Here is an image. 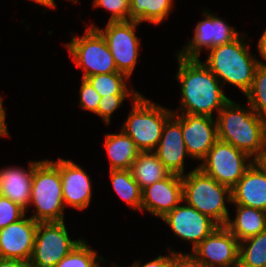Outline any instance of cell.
I'll return each instance as SVG.
<instances>
[{
	"mask_svg": "<svg viewBox=\"0 0 266 267\" xmlns=\"http://www.w3.org/2000/svg\"><path fill=\"white\" fill-rule=\"evenodd\" d=\"M104 146L109 156L110 170L130 169L140 153L132 139L122 130L118 134H107Z\"/></svg>",
	"mask_w": 266,
	"mask_h": 267,
	"instance_id": "7402d4cb",
	"label": "cell"
},
{
	"mask_svg": "<svg viewBox=\"0 0 266 267\" xmlns=\"http://www.w3.org/2000/svg\"><path fill=\"white\" fill-rule=\"evenodd\" d=\"M173 0H130L129 21L162 23L172 11Z\"/></svg>",
	"mask_w": 266,
	"mask_h": 267,
	"instance_id": "cb8c5ba5",
	"label": "cell"
},
{
	"mask_svg": "<svg viewBox=\"0 0 266 267\" xmlns=\"http://www.w3.org/2000/svg\"><path fill=\"white\" fill-rule=\"evenodd\" d=\"M113 189L131 208L141 210L142 190L132 177L130 169L110 170Z\"/></svg>",
	"mask_w": 266,
	"mask_h": 267,
	"instance_id": "d4e9b609",
	"label": "cell"
},
{
	"mask_svg": "<svg viewBox=\"0 0 266 267\" xmlns=\"http://www.w3.org/2000/svg\"><path fill=\"white\" fill-rule=\"evenodd\" d=\"M183 201L202 214L208 215L219 225L230 218L226 203L232 201L231 189L218 183L200 168L182 176Z\"/></svg>",
	"mask_w": 266,
	"mask_h": 267,
	"instance_id": "277c9868",
	"label": "cell"
},
{
	"mask_svg": "<svg viewBox=\"0 0 266 267\" xmlns=\"http://www.w3.org/2000/svg\"><path fill=\"white\" fill-rule=\"evenodd\" d=\"M73 3H77L78 0H70ZM43 6L48 7V8H55L56 7V3L54 0H43Z\"/></svg>",
	"mask_w": 266,
	"mask_h": 267,
	"instance_id": "ab89813d",
	"label": "cell"
},
{
	"mask_svg": "<svg viewBox=\"0 0 266 267\" xmlns=\"http://www.w3.org/2000/svg\"><path fill=\"white\" fill-rule=\"evenodd\" d=\"M231 195V203L266 212V175L255 162L231 189Z\"/></svg>",
	"mask_w": 266,
	"mask_h": 267,
	"instance_id": "d6986e66",
	"label": "cell"
},
{
	"mask_svg": "<svg viewBox=\"0 0 266 267\" xmlns=\"http://www.w3.org/2000/svg\"><path fill=\"white\" fill-rule=\"evenodd\" d=\"M31 1H33L35 3L37 2V4H40L43 6V0H31Z\"/></svg>",
	"mask_w": 266,
	"mask_h": 267,
	"instance_id": "60d3db41",
	"label": "cell"
},
{
	"mask_svg": "<svg viewBox=\"0 0 266 267\" xmlns=\"http://www.w3.org/2000/svg\"><path fill=\"white\" fill-rule=\"evenodd\" d=\"M129 95L132 97V100H135L140 94H111L101 97L96 114L103 118L104 122L109 125L112 113L121 106Z\"/></svg>",
	"mask_w": 266,
	"mask_h": 267,
	"instance_id": "f546056e",
	"label": "cell"
},
{
	"mask_svg": "<svg viewBox=\"0 0 266 267\" xmlns=\"http://www.w3.org/2000/svg\"><path fill=\"white\" fill-rule=\"evenodd\" d=\"M66 47L73 62L84 71V79L97 74L118 72L108 44L96 28L85 29V35L79 38L72 37Z\"/></svg>",
	"mask_w": 266,
	"mask_h": 267,
	"instance_id": "52a82bcc",
	"label": "cell"
},
{
	"mask_svg": "<svg viewBox=\"0 0 266 267\" xmlns=\"http://www.w3.org/2000/svg\"><path fill=\"white\" fill-rule=\"evenodd\" d=\"M92 248L88 246L85 240L77 244L74 249L67 254L54 267H97V261H104L103 258L96 254Z\"/></svg>",
	"mask_w": 266,
	"mask_h": 267,
	"instance_id": "f1b7e54d",
	"label": "cell"
},
{
	"mask_svg": "<svg viewBox=\"0 0 266 267\" xmlns=\"http://www.w3.org/2000/svg\"><path fill=\"white\" fill-rule=\"evenodd\" d=\"M93 7H103L112 14L109 22L128 21L130 12V0H94Z\"/></svg>",
	"mask_w": 266,
	"mask_h": 267,
	"instance_id": "4dcf8cb0",
	"label": "cell"
},
{
	"mask_svg": "<svg viewBox=\"0 0 266 267\" xmlns=\"http://www.w3.org/2000/svg\"><path fill=\"white\" fill-rule=\"evenodd\" d=\"M34 161L29 171L24 168L7 167L0 170V195L19 204L25 210L30 205Z\"/></svg>",
	"mask_w": 266,
	"mask_h": 267,
	"instance_id": "ffe728a7",
	"label": "cell"
},
{
	"mask_svg": "<svg viewBox=\"0 0 266 267\" xmlns=\"http://www.w3.org/2000/svg\"><path fill=\"white\" fill-rule=\"evenodd\" d=\"M266 175V147L265 150L253 160Z\"/></svg>",
	"mask_w": 266,
	"mask_h": 267,
	"instance_id": "f35d334b",
	"label": "cell"
},
{
	"mask_svg": "<svg viewBox=\"0 0 266 267\" xmlns=\"http://www.w3.org/2000/svg\"><path fill=\"white\" fill-rule=\"evenodd\" d=\"M250 107L266 121V63L256 67L252 85L245 94Z\"/></svg>",
	"mask_w": 266,
	"mask_h": 267,
	"instance_id": "83f0119b",
	"label": "cell"
},
{
	"mask_svg": "<svg viewBox=\"0 0 266 267\" xmlns=\"http://www.w3.org/2000/svg\"><path fill=\"white\" fill-rule=\"evenodd\" d=\"M6 113L3 108L2 96H0V137L8 136V129L5 123Z\"/></svg>",
	"mask_w": 266,
	"mask_h": 267,
	"instance_id": "8d00e7d4",
	"label": "cell"
},
{
	"mask_svg": "<svg viewBox=\"0 0 266 267\" xmlns=\"http://www.w3.org/2000/svg\"><path fill=\"white\" fill-rule=\"evenodd\" d=\"M60 169L65 206L85 210L90 204L92 187L89 175L76 163L60 158L53 161Z\"/></svg>",
	"mask_w": 266,
	"mask_h": 267,
	"instance_id": "ac0fdd59",
	"label": "cell"
},
{
	"mask_svg": "<svg viewBox=\"0 0 266 267\" xmlns=\"http://www.w3.org/2000/svg\"><path fill=\"white\" fill-rule=\"evenodd\" d=\"M171 267H209L197 259L192 253H177L173 251V261Z\"/></svg>",
	"mask_w": 266,
	"mask_h": 267,
	"instance_id": "836d02e7",
	"label": "cell"
},
{
	"mask_svg": "<svg viewBox=\"0 0 266 267\" xmlns=\"http://www.w3.org/2000/svg\"><path fill=\"white\" fill-rule=\"evenodd\" d=\"M182 201V176L171 173L142 190L141 210L161 219Z\"/></svg>",
	"mask_w": 266,
	"mask_h": 267,
	"instance_id": "9a60e30c",
	"label": "cell"
},
{
	"mask_svg": "<svg viewBox=\"0 0 266 267\" xmlns=\"http://www.w3.org/2000/svg\"><path fill=\"white\" fill-rule=\"evenodd\" d=\"M100 98L101 96L92 84L87 79L82 78L80 87V107L96 114Z\"/></svg>",
	"mask_w": 266,
	"mask_h": 267,
	"instance_id": "d6a6232c",
	"label": "cell"
},
{
	"mask_svg": "<svg viewBox=\"0 0 266 267\" xmlns=\"http://www.w3.org/2000/svg\"><path fill=\"white\" fill-rule=\"evenodd\" d=\"M170 254L171 255L167 256L158 255L156 259L149 261L144 265H140L141 262L136 261L133 265H131V267H171L173 261V251L170 250Z\"/></svg>",
	"mask_w": 266,
	"mask_h": 267,
	"instance_id": "e575fe53",
	"label": "cell"
},
{
	"mask_svg": "<svg viewBox=\"0 0 266 267\" xmlns=\"http://www.w3.org/2000/svg\"><path fill=\"white\" fill-rule=\"evenodd\" d=\"M178 73L176 79L181 86V114L212 117L214 110H220L230 101L225 96L219 79L200 61L177 55Z\"/></svg>",
	"mask_w": 266,
	"mask_h": 267,
	"instance_id": "6da1fadb",
	"label": "cell"
},
{
	"mask_svg": "<svg viewBox=\"0 0 266 267\" xmlns=\"http://www.w3.org/2000/svg\"><path fill=\"white\" fill-rule=\"evenodd\" d=\"M81 241L69 238L64 221L39 222L30 264L32 267H54Z\"/></svg>",
	"mask_w": 266,
	"mask_h": 267,
	"instance_id": "9c48e42d",
	"label": "cell"
},
{
	"mask_svg": "<svg viewBox=\"0 0 266 267\" xmlns=\"http://www.w3.org/2000/svg\"><path fill=\"white\" fill-rule=\"evenodd\" d=\"M24 208L10 199L0 195V229L22 219L26 214Z\"/></svg>",
	"mask_w": 266,
	"mask_h": 267,
	"instance_id": "1f68e13d",
	"label": "cell"
},
{
	"mask_svg": "<svg viewBox=\"0 0 266 267\" xmlns=\"http://www.w3.org/2000/svg\"><path fill=\"white\" fill-rule=\"evenodd\" d=\"M36 207V222L64 221L62 181L59 167L52 161H34L30 205Z\"/></svg>",
	"mask_w": 266,
	"mask_h": 267,
	"instance_id": "5b68a950",
	"label": "cell"
},
{
	"mask_svg": "<svg viewBox=\"0 0 266 267\" xmlns=\"http://www.w3.org/2000/svg\"><path fill=\"white\" fill-rule=\"evenodd\" d=\"M205 19L198 22L192 40L176 53L182 58L199 59L202 49L210 50L214 47L230 43L240 35L234 27L225 21L204 10Z\"/></svg>",
	"mask_w": 266,
	"mask_h": 267,
	"instance_id": "7c38bea8",
	"label": "cell"
},
{
	"mask_svg": "<svg viewBox=\"0 0 266 267\" xmlns=\"http://www.w3.org/2000/svg\"><path fill=\"white\" fill-rule=\"evenodd\" d=\"M192 251L209 267L239 266L240 242L224 225L217 227Z\"/></svg>",
	"mask_w": 266,
	"mask_h": 267,
	"instance_id": "8fae6325",
	"label": "cell"
},
{
	"mask_svg": "<svg viewBox=\"0 0 266 267\" xmlns=\"http://www.w3.org/2000/svg\"><path fill=\"white\" fill-rule=\"evenodd\" d=\"M170 173L184 175V159L188 154L181 130V114L166 121L158 146L153 151Z\"/></svg>",
	"mask_w": 266,
	"mask_h": 267,
	"instance_id": "e0dca14e",
	"label": "cell"
},
{
	"mask_svg": "<svg viewBox=\"0 0 266 267\" xmlns=\"http://www.w3.org/2000/svg\"><path fill=\"white\" fill-rule=\"evenodd\" d=\"M0 267H32V266L30 264V261L0 257Z\"/></svg>",
	"mask_w": 266,
	"mask_h": 267,
	"instance_id": "d590c367",
	"label": "cell"
},
{
	"mask_svg": "<svg viewBox=\"0 0 266 267\" xmlns=\"http://www.w3.org/2000/svg\"><path fill=\"white\" fill-rule=\"evenodd\" d=\"M101 97L111 94H140L135 89L128 90L125 80L129 79L125 74L112 72L109 74H97L86 78Z\"/></svg>",
	"mask_w": 266,
	"mask_h": 267,
	"instance_id": "4316f807",
	"label": "cell"
},
{
	"mask_svg": "<svg viewBox=\"0 0 266 267\" xmlns=\"http://www.w3.org/2000/svg\"><path fill=\"white\" fill-rule=\"evenodd\" d=\"M132 105L121 130L132 139L140 152L154 151L160 142L164 125L173 112L150 102L142 94L133 100Z\"/></svg>",
	"mask_w": 266,
	"mask_h": 267,
	"instance_id": "8992f818",
	"label": "cell"
},
{
	"mask_svg": "<svg viewBox=\"0 0 266 267\" xmlns=\"http://www.w3.org/2000/svg\"><path fill=\"white\" fill-rule=\"evenodd\" d=\"M237 215L224 225L241 242L266 230V212L236 204Z\"/></svg>",
	"mask_w": 266,
	"mask_h": 267,
	"instance_id": "44dd1931",
	"label": "cell"
},
{
	"mask_svg": "<svg viewBox=\"0 0 266 267\" xmlns=\"http://www.w3.org/2000/svg\"><path fill=\"white\" fill-rule=\"evenodd\" d=\"M251 156L230 143L217 140L198 166L218 183L232 189L254 161Z\"/></svg>",
	"mask_w": 266,
	"mask_h": 267,
	"instance_id": "ba28073f",
	"label": "cell"
},
{
	"mask_svg": "<svg viewBox=\"0 0 266 267\" xmlns=\"http://www.w3.org/2000/svg\"><path fill=\"white\" fill-rule=\"evenodd\" d=\"M205 115L181 114V130L191 158L203 160L218 140L217 121Z\"/></svg>",
	"mask_w": 266,
	"mask_h": 267,
	"instance_id": "5bb4252c",
	"label": "cell"
},
{
	"mask_svg": "<svg viewBox=\"0 0 266 267\" xmlns=\"http://www.w3.org/2000/svg\"><path fill=\"white\" fill-rule=\"evenodd\" d=\"M218 139L248 153L252 160L266 147V121L248 104L230 101L217 113Z\"/></svg>",
	"mask_w": 266,
	"mask_h": 267,
	"instance_id": "7a4b0ae2",
	"label": "cell"
},
{
	"mask_svg": "<svg viewBox=\"0 0 266 267\" xmlns=\"http://www.w3.org/2000/svg\"><path fill=\"white\" fill-rule=\"evenodd\" d=\"M38 222L26 215L0 229V257L30 261Z\"/></svg>",
	"mask_w": 266,
	"mask_h": 267,
	"instance_id": "2e32d148",
	"label": "cell"
},
{
	"mask_svg": "<svg viewBox=\"0 0 266 267\" xmlns=\"http://www.w3.org/2000/svg\"><path fill=\"white\" fill-rule=\"evenodd\" d=\"M238 37L230 43L214 47L208 51L209 56L203 63L223 83H229L246 94L254 78L256 67L261 62L252 57L249 45ZM255 57V58H254Z\"/></svg>",
	"mask_w": 266,
	"mask_h": 267,
	"instance_id": "3957f363",
	"label": "cell"
},
{
	"mask_svg": "<svg viewBox=\"0 0 266 267\" xmlns=\"http://www.w3.org/2000/svg\"><path fill=\"white\" fill-rule=\"evenodd\" d=\"M161 219L171 227L176 236L192 241V249L220 226L211 217L187 204L177 205Z\"/></svg>",
	"mask_w": 266,
	"mask_h": 267,
	"instance_id": "4fadbf2b",
	"label": "cell"
},
{
	"mask_svg": "<svg viewBox=\"0 0 266 267\" xmlns=\"http://www.w3.org/2000/svg\"><path fill=\"white\" fill-rule=\"evenodd\" d=\"M130 171L141 190L171 174L153 151L140 152Z\"/></svg>",
	"mask_w": 266,
	"mask_h": 267,
	"instance_id": "603a6c76",
	"label": "cell"
},
{
	"mask_svg": "<svg viewBox=\"0 0 266 267\" xmlns=\"http://www.w3.org/2000/svg\"><path fill=\"white\" fill-rule=\"evenodd\" d=\"M139 22L116 21L109 22L105 29L96 28L105 38L110 52L113 56L118 72L125 74L128 78L132 75L137 63L140 40L136 36V27Z\"/></svg>",
	"mask_w": 266,
	"mask_h": 267,
	"instance_id": "30bf717a",
	"label": "cell"
},
{
	"mask_svg": "<svg viewBox=\"0 0 266 267\" xmlns=\"http://www.w3.org/2000/svg\"><path fill=\"white\" fill-rule=\"evenodd\" d=\"M258 51L263 60L266 61V30L258 41L257 44Z\"/></svg>",
	"mask_w": 266,
	"mask_h": 267,
	"instance_id": "74e56055",
	"label": "cell"
},
{
	"mask_svg": "<svg viewBox=\"0 0 266 267\" xmlns=\"http://www.w3.org/2000/svg\"><path fill=\"white\" fill-rule=\"evenodd\" d=\"M238 267H266V230L240 242Z\"/></svg>",
	"mask_w": 266,
	"mask_h": 267,
	"instance_id": "484cf974",
	"label": "cell"
}]
</instances>
